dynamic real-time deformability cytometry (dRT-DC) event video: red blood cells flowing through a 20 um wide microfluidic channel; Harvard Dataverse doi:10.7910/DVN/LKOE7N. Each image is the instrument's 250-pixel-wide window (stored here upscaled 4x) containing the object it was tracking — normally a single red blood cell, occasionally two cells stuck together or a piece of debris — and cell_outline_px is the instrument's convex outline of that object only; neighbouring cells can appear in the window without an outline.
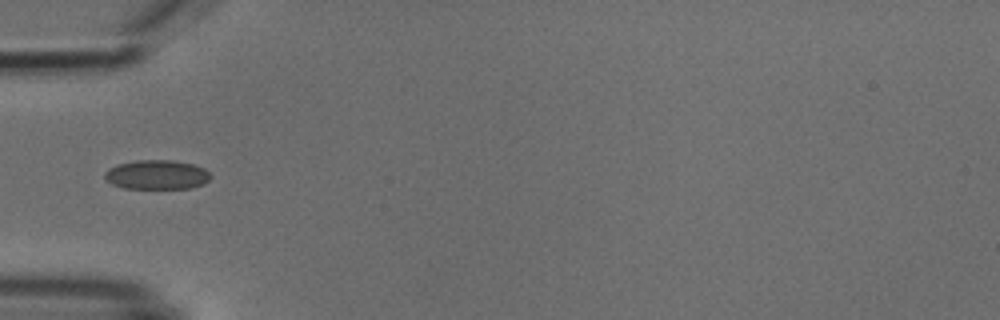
{"species": "common noctule bat (a hibernating species)", "species_latin": "Nyctalus noctula", "temperature_condition": "cold", "stored_images_in_passage": 2, "camera_frame_rate_fps": 3000, "um_per_image_px": 0.085, "animal": {"sex": "male", "body_mass_g": 18.8}, "frame": {"image": 1, "passage_image": 1, "time_ms": 0.0, "image_size_px": [1000, 320], "cell_outline_px": [[212, 176], [204, 184], [188, 188], [124, 188], [112, 184], [104, 180], [104, 172], [108, 168], [116, 164], [136, 160], [172, 160], [192, 164], [204, 168]], "centroid_in_image_um": [13.29, 14.84], "position_along_channel_um": 71.7, "area_um2": 18.21}}
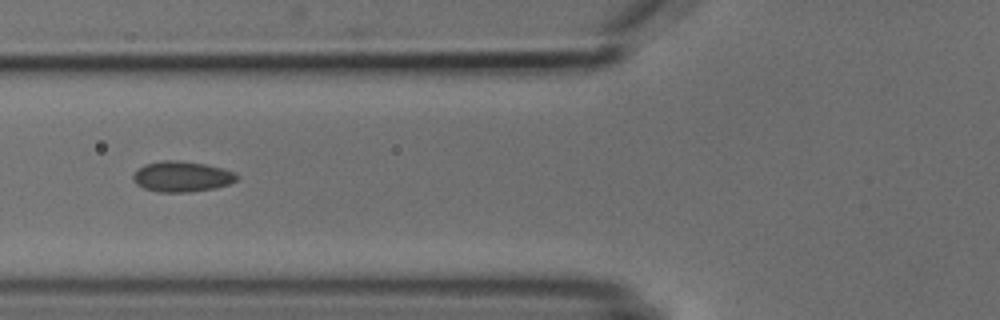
{"frame": {"image": 2, "passage_image": 2, "time_ms": 1.0, "image_size_px": [1000, 320], "cell_outline_px": [[236, 180], [228, 184], [216, 188], [188, 192], [156, 192], [144, 188], [136, 184], [132, 180], [132, 176], [144, 164], [160, 160], [176, 160], [204, 164], [236, 172]], "centroid_in_image_um": [15.42, 15.01], "position_along_channel_um": 110.4, "area_um2": 18.38}}